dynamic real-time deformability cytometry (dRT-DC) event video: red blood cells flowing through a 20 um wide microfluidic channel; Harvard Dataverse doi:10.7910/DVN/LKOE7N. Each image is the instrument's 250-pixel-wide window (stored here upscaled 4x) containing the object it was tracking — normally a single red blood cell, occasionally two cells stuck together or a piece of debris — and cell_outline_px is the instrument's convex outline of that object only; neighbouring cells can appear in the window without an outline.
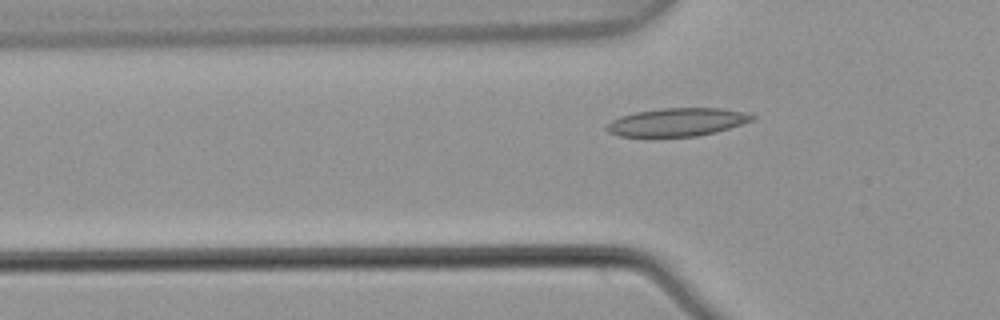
{"species": "common noctule bat (a hibernating species)", "species_latin": "Nyctalus noctula", "temperature_condition": "warm", "stored_images_in_passage": 4, "camera_frame_rate_fps": 3000, "um_per_image_px": 0.085, "animal": {"sex": "male", "body_mass_g": 21.5, "forearm_length_mm": 52.0}, "frame": {"image": 1, "passage_image": 4, "time_ms": 1.0, "image_size_px": [1000, 320], "cell_outline_px": [[756, 116], [752, 120], [716, 132], [696, 136], [620, 136], [608, 132], [604, 128], [604, 124], [620, 116], [636, 112], [660, 108], [720, 108], [744, 112]], "centroid_in_image_um": [57.5, 10.37], "position_along_channel_um": 68.3, "area_um2": 23.7}}